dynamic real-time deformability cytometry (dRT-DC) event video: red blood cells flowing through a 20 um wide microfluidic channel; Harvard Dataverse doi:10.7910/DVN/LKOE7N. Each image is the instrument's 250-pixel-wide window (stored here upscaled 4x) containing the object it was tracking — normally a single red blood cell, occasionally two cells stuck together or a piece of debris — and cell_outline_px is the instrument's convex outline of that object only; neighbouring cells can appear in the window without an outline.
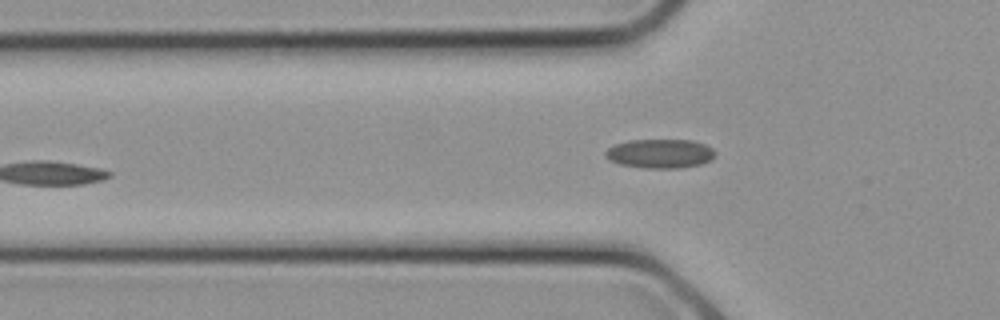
{"species": "common noctule bat (a hibernating species)", "species_latin": "Nyctalus noctula", "temperature_condition": "cold", "stored_images_in_passage": 10, "camera_frame_rate_fps": 3000, "um_per_image_px": 0.085, "animal": {"sex": "female", "body_mass_g": 21.9}, "frame": {"image": 1, "passage_image": 10, "time_ms": 3.0, "image_size_px": [1000, 320], "cell_outline_px": [[716, 156], [712, 160], [700, 164], [680, 168], [644, 168], [620, 164], [604, 156], [604, 152], [608, 148], [616, 144], [628, 140], [692, 140], [704, 144], [712, 148], [716, 152]], "centroid_in_image_um": [56.13, 13.05], "position_along_channel_um": 69.7, "area_um2": 18.67}}